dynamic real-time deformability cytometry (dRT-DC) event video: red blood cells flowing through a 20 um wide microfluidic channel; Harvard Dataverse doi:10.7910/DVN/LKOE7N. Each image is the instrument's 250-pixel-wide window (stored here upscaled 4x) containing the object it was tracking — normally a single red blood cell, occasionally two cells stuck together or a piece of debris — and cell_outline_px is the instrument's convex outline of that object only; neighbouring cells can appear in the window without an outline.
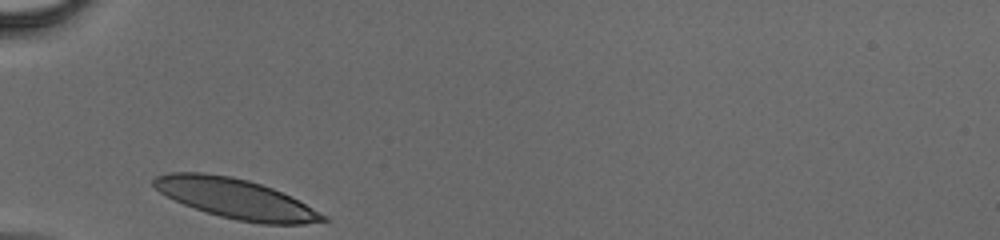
{"species": "human", "species_latin": "Homo sapiens", "temperature_condition": "cold", "stored_images_in_passage": 24, "camera_frame_rate_fps": 3000, "um_per_image_px": 0.085, "donor": {"sex": "male"}, "frame": {"image": 1, "passage_image": 1, "time_ms": 0.0, "image_size_px": [1000, 240], "cell_outline_px": [[328, 220], [304, 224], [264, 224], [236, 220], [220, 216], [184, 204], [160, 192], [152, 184], [152, 180], [156, 176], [168, 172], [204, 172], [232, 176], [248, 180], [272, 188], [328, 216]], "centroid_in_image_um": [20.01, 16.87], "position_along_channel_um": 65.0, "area_um2": 38.78}}
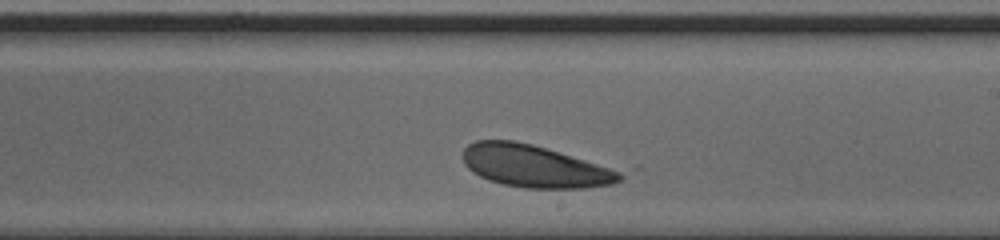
{"frame": {"image": 2, "passage_image": 14, "time_ms": 4.333, "image_size_px": [1000, 240], "cell_outline_px": [[640, 168], [620, 180], [612, 184], [584, 188], [524, 188], [504, 184], [488, 180], [472, 172], [464, 164], [460, 156], [464, 148], [468, 144], [476, 140], [516, 140], [636, 164]], "centroid_in_image_um": [46.0, 14.07], "position_along_channel_um": 243.0, "area_um2": 43.52}}
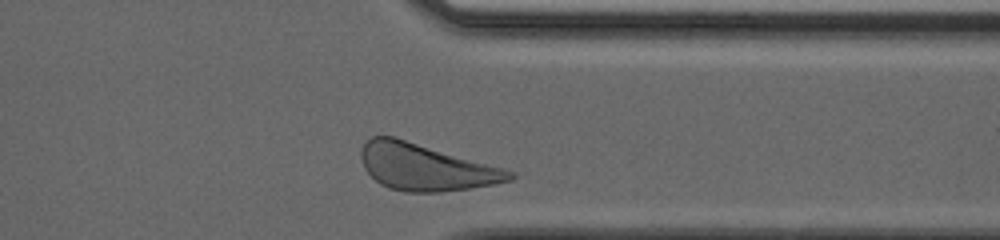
{"frame": {"image": 3, "passage_image": 23, "time_ms": 7.333, "image_size_px": [1000, 240], "cell_outline_px": [[516, 176], [512, 180], [472, 188], [440, 192], [404, 192], [388, 188], [380, 184], [364, 168], [360, 156], [360, 152], [364, 144], [372, 136], [396, 136], [504, 168], [512, 172]], "centroid_in_image_um": [36.17, 14.2], "position_along_channel_um": 375.2, "area_um2": 40.52}}